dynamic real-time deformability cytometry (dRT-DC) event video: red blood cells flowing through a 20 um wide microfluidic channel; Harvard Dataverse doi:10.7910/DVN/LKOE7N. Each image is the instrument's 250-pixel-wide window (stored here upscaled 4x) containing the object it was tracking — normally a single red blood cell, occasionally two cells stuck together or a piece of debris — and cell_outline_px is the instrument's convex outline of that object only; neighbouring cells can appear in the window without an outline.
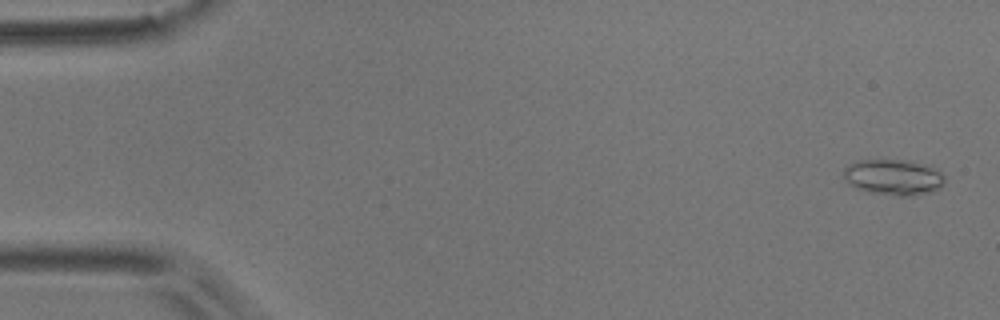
{"species": "common noctule bat (a hibernating species)", "species_latin": "Nyctalus noctula", "temperature_condition": "room temperature", "stored_images_in_passage": 47, "camera_frame_rate_fps": 3000, "um_per_image_px": 0.085, "animal": {"sex": "male", "body_mass_g": 17.9}, "frame": {"image": 1, "passage_image": 2, "time_ms": 0.333, "image_size_px": [1000, 320], "cell_outline_px": [[944, 180], [932, 192], [912, 196], [896, 196], [868, 192], [856, 188], [848, 184], [844, 176], [844, 168], [848, 164], [856, 160], [904, 160], [932, 164], [944, 176]], "centroid_in_image_um": [75.93, 15.05], "position_along_channel_um": 9.1, "area_um2": 21.33}}
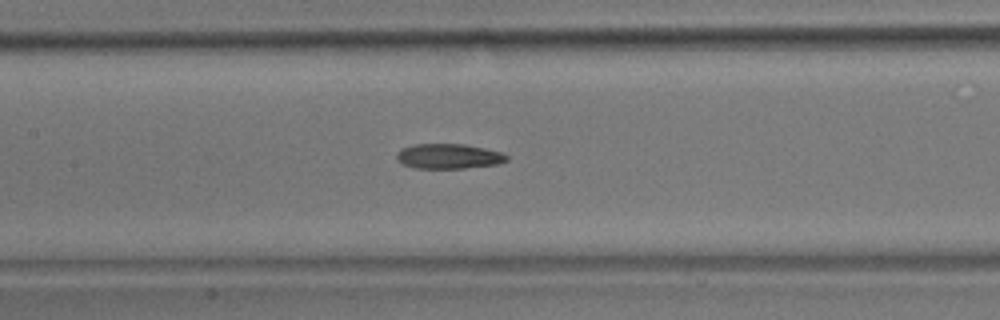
{"frame": {"image": 2, "passage_image": 25, "time_ms": 8.0, "image_size_px": [1000, 320], "cell_outline_px": [[508, 160], [496, 164], [464, 168], [416, 168], [404, 164], [396, 160], [396, 152], [400, 148], [412, 144], [464, 144], [484, 148], [500, 152], [508, 156]], "centroid_in_image_um": [38.08, 13.27], "position_along_channel_um": 169.3, "area_um2": 16.01}}
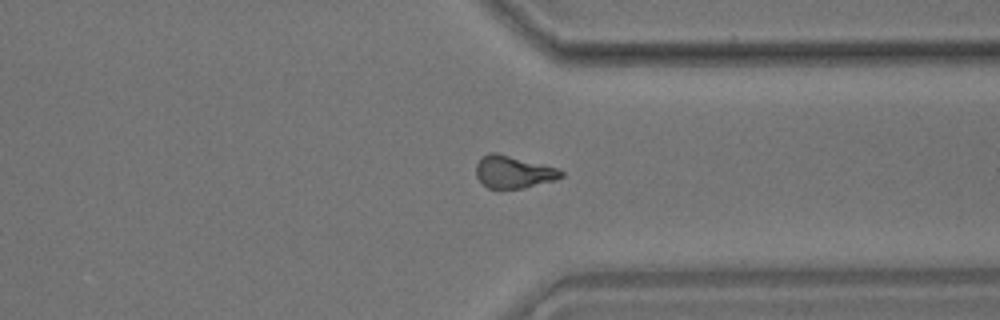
{"frame": {"image": 3, "passage_image": 41, "time_ms": 13.333, "image_size_px": [1000, 320], "cell_outline_px": [[564, 176], [556, 180], [524, 188], [488, 188], [476, 176], [476, 164], [488, 152], [496, 152], [556, 168], [564, 172]], "centroid_in_image_um": [43.65, 14.62], "position_along_channel_um": 367.7, "area_um2": 15.84}, "authors_computed_cell_mechanics": {"area_um2": 16.7042, "velocity_mm_per_s": 3.7482, "shape_relaxation_time_tau1_ms": null, "shape_relaxation_time_tau2_ms": 8.8368, "deformation_change_tau1": null, "deformation_change_tau2": 0.1919}}